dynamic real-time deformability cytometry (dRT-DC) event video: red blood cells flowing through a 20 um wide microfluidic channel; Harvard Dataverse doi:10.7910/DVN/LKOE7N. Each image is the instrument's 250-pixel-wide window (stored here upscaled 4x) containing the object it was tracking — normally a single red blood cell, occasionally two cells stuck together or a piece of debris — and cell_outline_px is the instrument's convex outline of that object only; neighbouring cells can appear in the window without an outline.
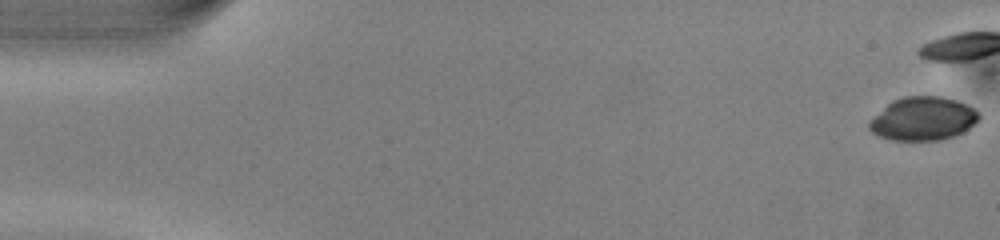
{"species": "common noctule bat (a hibernating species)", "species_latin": "Nyctalus noctula", "temperature_condition": "warm", "stored_images_in_passage": 16, "camera_frame_rate_fps": 3000, "um_per_image_px": 0.085, "animal": {"sex": "male", "body_mass_g": 13.0, "forearm_length_mm": 53.1}, "frame": {"image": 1, "passage_image": 1, "time_ms": 0.0, "image_size_px": [1000, 240], "cell_outline_px": [[980, 116], [964, 132], [956, 136], [940, 140], [892, 140], [880, 136], [872, 132], [868, 128], [868, 120], [892, 100], [904, 96], [940, 96], [956, 100], [968, 104]], "centroid_in_image_um": [78.42, 10.09], "position_along_channel_um": 6.6, "area_um2": 27.8}}